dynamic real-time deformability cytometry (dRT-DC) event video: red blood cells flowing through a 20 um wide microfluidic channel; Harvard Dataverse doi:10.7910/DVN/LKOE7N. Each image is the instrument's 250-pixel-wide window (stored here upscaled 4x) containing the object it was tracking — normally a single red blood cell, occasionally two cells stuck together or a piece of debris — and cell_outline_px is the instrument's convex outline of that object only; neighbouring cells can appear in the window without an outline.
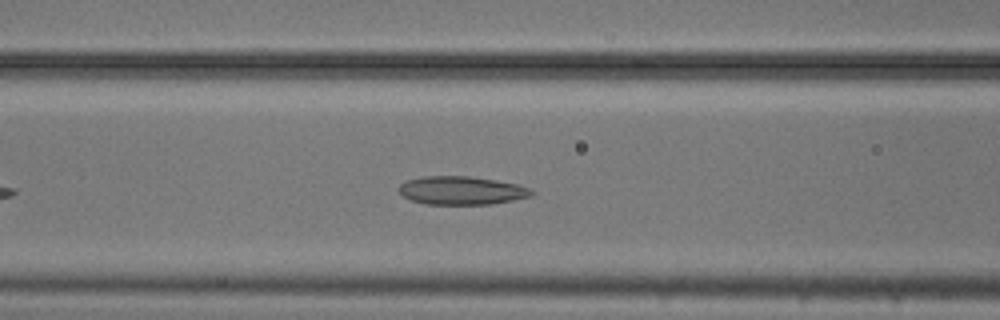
{"species": "common noctule bat (a hibernating species)", "species_latin": "Nyctalus noctula", "temperature_condition": "cold", "stored_images_in_passage": 38, "camera_frame_rate_fps": 3000, "um_per_image_px": 0.085, "animal": {"sex": "male", "body_mass_g": 20.5, "forearm_length_mm": 52.5}, "frame": {"image": 1, "passage_image": 12, "time_ms": 3.667, "image_size_px": [1000, 320], "cell_outline_px": [[536, 192], [532, 196], [492, 204], [424, 204], [412, 200], [404, 196], [396, 188], [404, 180], [420, 176], [468, 176], [496, 180], [516, 184], [532, 188]], "centroid_in_image_um": [39.22, 16.18], "position_along_channel_um": 127.4, "area_um2": 22.14}}
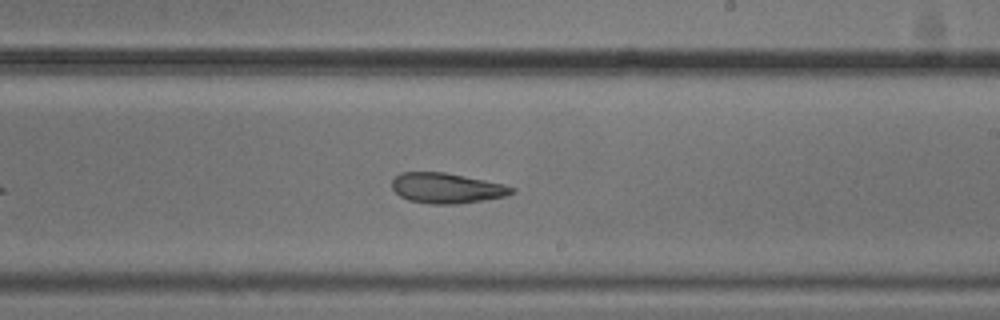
{"frame": {"image": 2, "passage_image": 22, "time_ms": 7.0, "image_size_px": [1000, 320], "cell_outline_px": [[516, 192], [504, 196], [484, 200], [456, 204], [428, 204], [408, 200], [400, 196], [392, 188], [392, 180], [400, 172], [444, 172], [504, 184], [516, 188]], "centroid_in_image_um": [37.96, 15.99], "position_along_channel_um": 251.0, "area_um2": 21.15}}
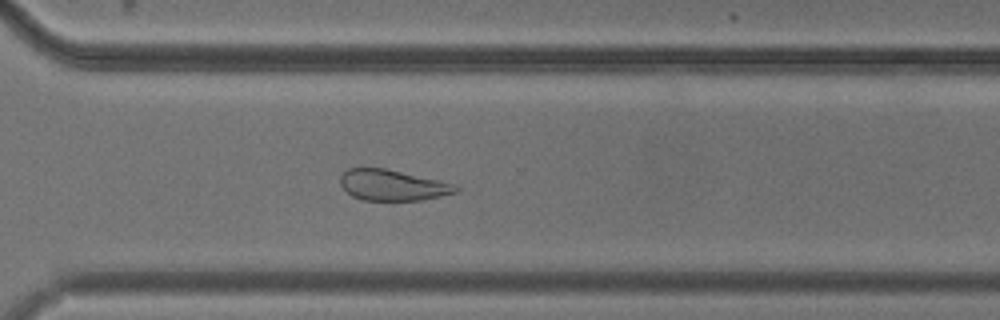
{"frame": {"image": 3, "passage_image": 29, "time_ms": 9.333, "image_size_px": [1000, 320], "cell_outline_px": [[460, 188], [456, 192], [440, 196], [420, 200], [364, 200], [352, 196], [340, 184], [340, 176], [348, 168], [384, 168], [456, 184]], "centroid_in_image_um": [33.36, 15.74], "position_along_channel_um": 337.2, "area_um2": 20.52}, "authors_computed_cell_mechanics": {"area_um2": 22.0507, "velocity_mm_per_s": 3.7172, "shape_relaxation_time_tau1_ms": null, "shape_relaxation_time_tau2_ms": 5.3346, "deformation_change_tau1": null, "deformation_change_tau2": 0.1399}}